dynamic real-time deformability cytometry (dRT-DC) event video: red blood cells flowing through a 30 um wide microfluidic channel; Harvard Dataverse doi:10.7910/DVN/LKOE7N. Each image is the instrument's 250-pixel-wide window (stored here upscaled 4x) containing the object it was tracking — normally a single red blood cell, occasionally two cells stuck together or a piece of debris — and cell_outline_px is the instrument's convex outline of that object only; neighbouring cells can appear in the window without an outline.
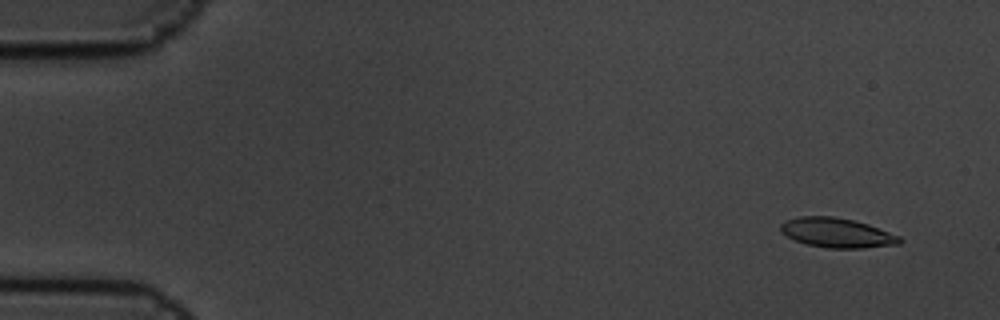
{"species": "common noctule bat (a hibernating species)", "species_latin": "Nyctalus noctula", "temperature_condition": "cold", "stored_images_in_passage": 6, "camera_frame_rate_fps": 3000, "um_per_image_px": 0.085, "animal": {"sex": "male", "body_mass_g": 19.5, "forearm_length_mm": 54.6}, "frame": {"image": 1, "passage_image": 2, "time_ms": 0.333, "image_size_px": [1000, 320], "cell_outline_px": [[904, 240], [900, 244], [864, 248], [828, 248], [808, 244], [796, 240], [780, 232], [780, 224], [784, 220], [800, 216], [832, 216], [852, 220], [868, 224], [900, 236]], "centroid_in_image_um": [71.15, 19.78], "position_along_channel_um": 13.9, "area_um2": 20.52}}
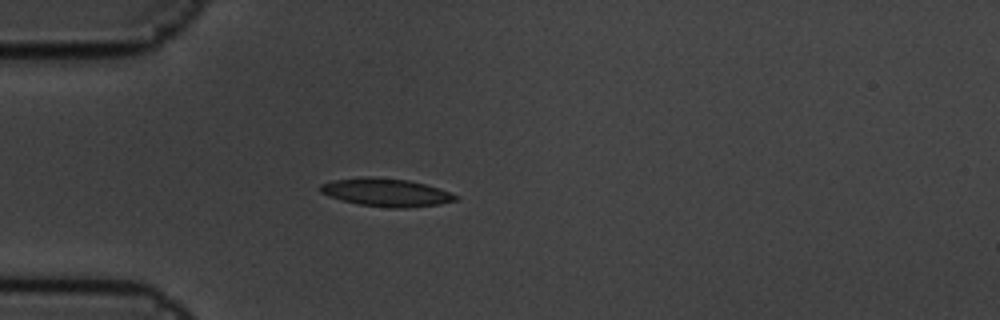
{"frame": {"image": 2, "passage_image": 5, "time_ms": 1.333, "image_size_px": [1000, 320], "cell_outline_px": [[460, 200], [440, 204], [408, 208], [392, 208], [360, 204], [328, 196], [320, 192], [320, 184], [332, 180], [364, 176], [368, 176], [408, 180], [440, 188], [460, 196]], "centroid_in_image_um": [32.87, 16.35], "position_along_channel_um": 52.1, "area_um2": 22.2}}